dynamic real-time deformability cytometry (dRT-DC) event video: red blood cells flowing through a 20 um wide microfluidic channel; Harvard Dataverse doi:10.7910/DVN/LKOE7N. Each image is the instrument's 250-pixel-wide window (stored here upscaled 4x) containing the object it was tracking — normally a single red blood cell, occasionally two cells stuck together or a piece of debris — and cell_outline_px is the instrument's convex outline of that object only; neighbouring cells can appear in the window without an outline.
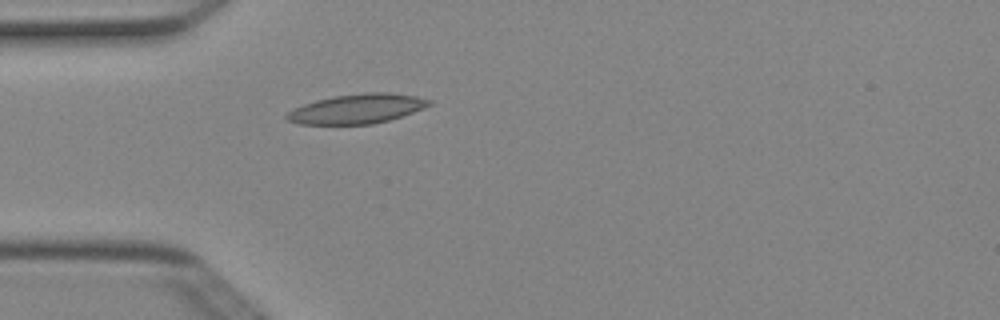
{"species": "Egyptian fruit bat (a non-hibernating species)", "species_latin": "Rousettus aegyptiacus", "temperature_condition": "cold", "stored_images_in_passage": 4, "camera_frame_rate_fps": 3000, "um_per_image_px": 0.085, "animal": {"sex": "female"}, "frame": {"image": 1, "passage_image": 4, "time_ms": 1.0, "image_size_px": [1000, 320], "cell_outline_px": [[432, 104], [424, 108], [388, 120], [372, 124], [300, 124], [288, 120], [284, 116], [292, 108], [316, 100], [332, 96], [364, 92], [388, 92], [416, 96], [432, 100]], "centroid_in_image_um": [30.34, 9.23], "position_along_channel_um": 54.7, "area_um2": 24.51}}